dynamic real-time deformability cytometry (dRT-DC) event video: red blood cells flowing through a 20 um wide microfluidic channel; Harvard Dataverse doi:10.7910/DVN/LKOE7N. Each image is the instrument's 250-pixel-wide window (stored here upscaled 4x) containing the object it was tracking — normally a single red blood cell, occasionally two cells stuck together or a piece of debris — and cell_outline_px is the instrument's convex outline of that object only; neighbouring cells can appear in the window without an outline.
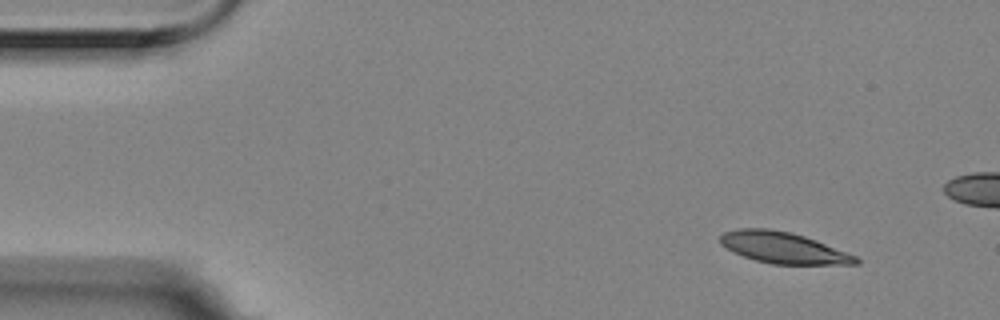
{"species": "Egyptian fruit bat (a non-hibernating species)", "species_latin": "Rousettus aegyptiacus", "temperature_condition": "room temperature", "stored_images_in_passage": 5, "camera_frame_rate_fps": 3000, "um_per_image_px": 0.085, "animal": {"sex": "female"}, "frame": {"image": 1, "passage_image": 1, "time_ms": 0.0, "image_size_px": [1000, 320], "cell_outline_px": [[860, 264], [772, 264], [756, 260], [744, 256], [720, 244], [720, 236], [724, 232], [740, 228], [768, 228], [792, 232], [816, 240], [856, 256], [860, 260]], "centroid_in_image_um": [66.59, 21.05], "position_along_channel_um": 18.4, "area_um2": 24.45}}